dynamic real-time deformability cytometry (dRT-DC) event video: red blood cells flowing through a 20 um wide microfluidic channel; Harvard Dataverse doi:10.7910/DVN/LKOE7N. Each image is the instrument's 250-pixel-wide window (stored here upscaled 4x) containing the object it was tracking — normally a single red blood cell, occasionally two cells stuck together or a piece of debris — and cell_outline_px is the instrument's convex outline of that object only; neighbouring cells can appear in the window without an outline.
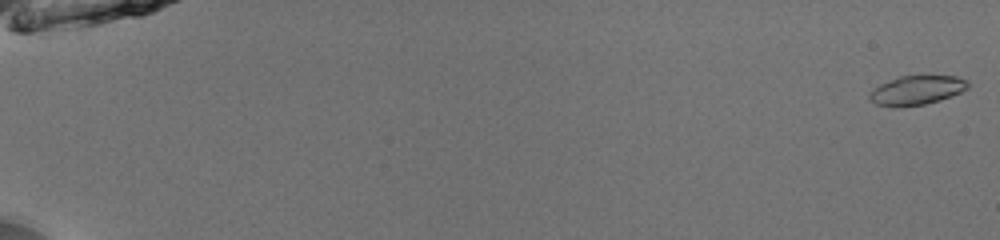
{"species": "common noctule bat (a hibernating species)", "species_latin": "Nyctalus noctula", "temperature_condition": "room temperature", "stored_images_in_passage": 53, "camera_frame_rate_fps": 3000, "um_per_image_px": 0.085, "animal": {"sex": "male", "body_mass_g": 13.0, "forearm_length_mm": 53.1}, "frame": {"image": 1, "passage_image": 1, "time_ms": 0.0, "image_size_px": [1000, 240], "cell_outline_px": [[968, 88], [952, 96], [940, 100], [924, 104], [900, 108], [892, 108], [876, 104], [868, 96], [880, 84], [900, 76], [956, 76], [968, 80]], "centroid_in_image_um": [77.94, 7.69], "position_along_channel_um": 7.1, "area_um2": 16.7}}
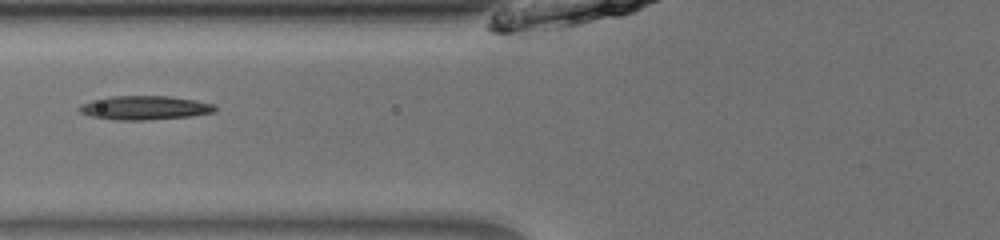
{"frame": {"image": 2, "passage_image": 24, "time_ms": 7.667, "image_size_px": [1000, 240], "cell_outline_px": [[216, 112], [192, 116], [148, 120], [116, 120], [92, 116], [80, 112], [76, 108], [80, 104], [92, 100], [112, 96], [168, 96], [196, 100], [212, 104], [216, 108]], "centroid_in_image_um": [12.29, 9.16], "position_along_channel_um": 113.5, "area_um2": 18.96}}
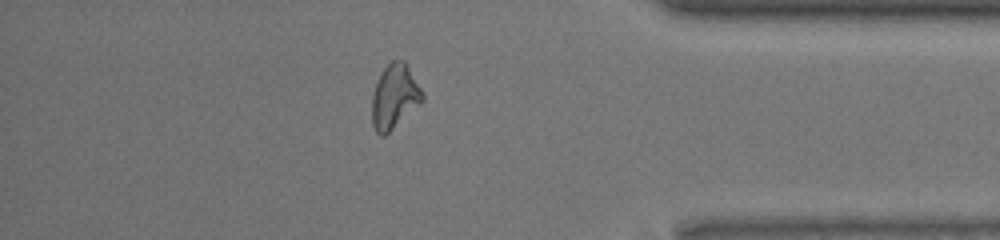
{"frame": {"image": 3, "passage_image": 47, "time_ms": 15.333, "image_size_px": [1000, 240], "cell_outline_px": [[424, 100], [420, 104], [384, 136], [380, 136], [376, 132], [372, 124], [372, 96], [376, 84], [384, 68], [392, 60], [404, 60], [424, 92]], "centroid_in_image_um": [33.55, 8.21], "position_along_channel_um": 401.7, "area_um2": 18.79}}